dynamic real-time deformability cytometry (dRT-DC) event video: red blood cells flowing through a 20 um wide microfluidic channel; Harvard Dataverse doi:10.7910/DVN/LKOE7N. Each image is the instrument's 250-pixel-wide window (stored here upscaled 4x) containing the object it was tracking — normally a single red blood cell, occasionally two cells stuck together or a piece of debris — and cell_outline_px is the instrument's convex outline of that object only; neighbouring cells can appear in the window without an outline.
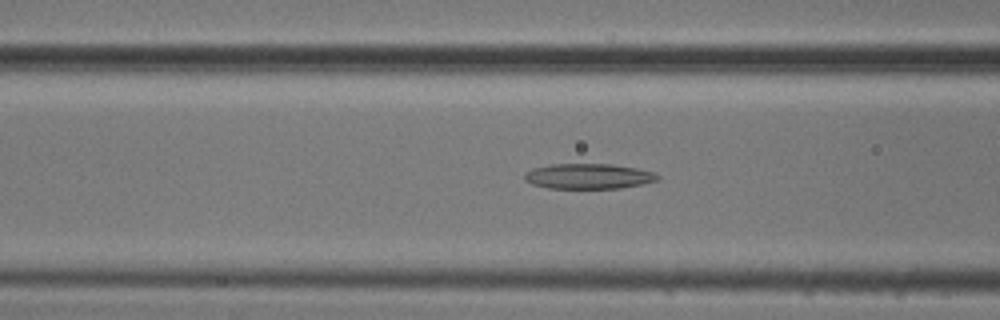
{"species": "common noctule bat (a hibernating species)", "species_latin": "Nyctalus noctula", "temperature_condition": "cold", "stored_images_in_passage": 42, "camera_frame_rate_fps": 3000, "um_per_image_px": 0.085, "animal": {"sex": "male", "body_mass_g": 20.5, "forearm_length_mm": 52.5}, "frame": {"image": 1, "passage_image": 14, "time_ms": 4.333, "image_size_px": [1000, 320], "cell_outline_px": [[660, 176], [656, 180], [644, 184], [620, 188], [548, 188], [532, 184], [524, 180], [524, 172], [532, 168], [552, 164], [612, 164], [636, 168], [652, 172]], "centroid_in_image_um": [49.98, 14.98], "position_along_channel_um": 116.6, "area_um2": 19.59}}
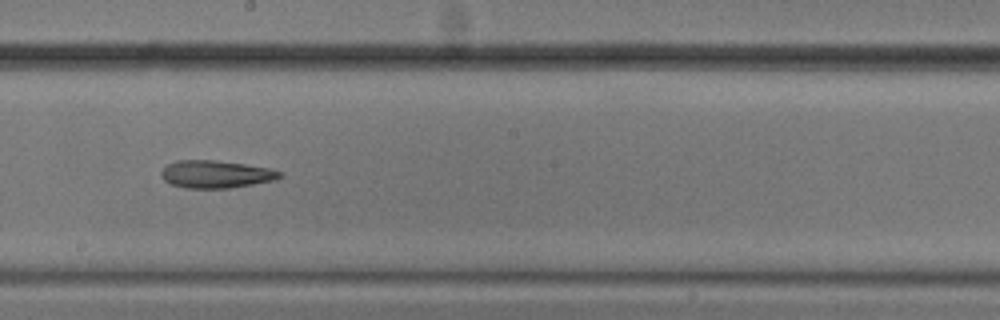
{"frame": {"image": 2, "passage_image": 23, "time_ms": 7.333, "image_size_px": [1000, 320], "cell_outline_px": [[284, 176], [276, 180], [228, 188], [188, 188], [172, 184], [164, 180], [160, 176], [160, 172], [168, 164], [176, 160], [216, 160], [272, 168], [284, 172]], "centroid_in_image_um": [18.4, 14.8], "position_along_channel_um": 229.8, "area_um2": 19.19}}
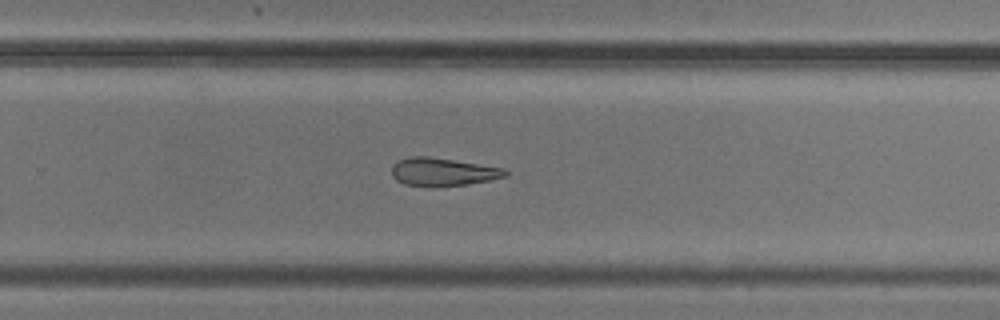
{"frame": {"image": 3, "passage_image": 28, "time_ms": 9.0, "image_size_px": [1000, 320], "cell_outline_px": [[508, 176], [468, 184], [404, 184], [396, 180], [392, 176], [392, 164], [408, 156], [428, 156], [504, 168], [508, 172]], "centroid_in_image_um": [37.64, 14.57], "position_along_channel_um": 292.2, "area_um2": 17.86}, "authors_computed_cell_mechanics": {"area_um2": 20.0277, "velocity_mm_per_s": 3.7658, "shape_relaxation_time_tau1_ms": null, "shape_relaxation_time_tau2_ms": 11.3286, "deformation_change_tau1": null, "deformation_change_tau2": 0.2994}}